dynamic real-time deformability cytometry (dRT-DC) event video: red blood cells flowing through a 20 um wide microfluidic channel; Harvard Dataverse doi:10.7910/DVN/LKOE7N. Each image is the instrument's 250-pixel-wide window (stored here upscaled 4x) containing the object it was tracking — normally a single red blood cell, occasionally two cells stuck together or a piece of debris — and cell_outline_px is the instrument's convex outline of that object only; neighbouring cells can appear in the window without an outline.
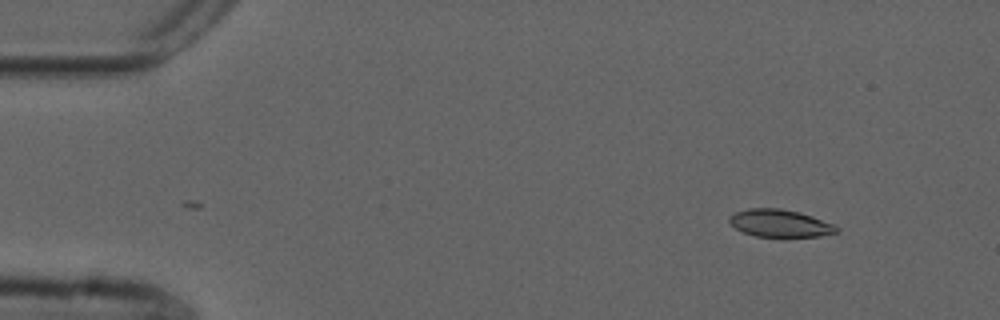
{"species": "common noctule bat (a hibernating species)", "species_latin": "Nyctalus noctula", "temperature_condition": "cold", "stored_images_in_passage": 52, "camera_frame_rate_fps": 3000, "um_per_image_px": 0.085, "animal": {"sex": "male", "forearm_length_mm": 52.5}, "frame": {"image": 1, "passage_image": 2, "time_ms": 0.333, "image_size_px": [1000, 320], "cell_outline_px": [[840, 232], [820, 236], [756, 236], [744, 232], [736, 228], [728, 220], [728, 216], [736, 212], [748, 208], [780, 208], [800, 212], [812, 216], [832, 224], [840, 228]], "centroid_in_image_um": [66.31, 18.96], "position_along_channel_um": 18.7, "area_um2": 17.05}}
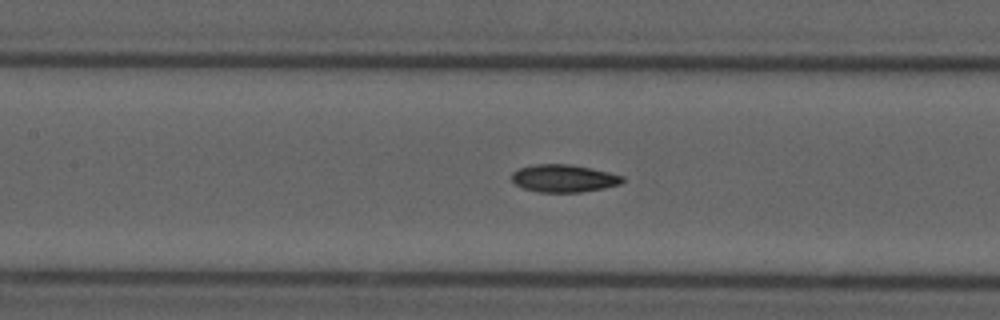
{"frame": {"image": 2, "passage_image": 21, "time_ms": 6.667, "image_size_px": [1000, 320], "cell_outline_px": [[624, 180], [620, 184], [604, 188], [580, 192], [540, 192], [524, 188], [516, 184], [512, 180], [512, 172], [520, 168], [532, 164], [568, 164], [608, 172], [624, 176]], "centroid_in_image_um": [47.91, 15.16], "position_along_channel_um": 159.5, "area_um2": 17.63}}
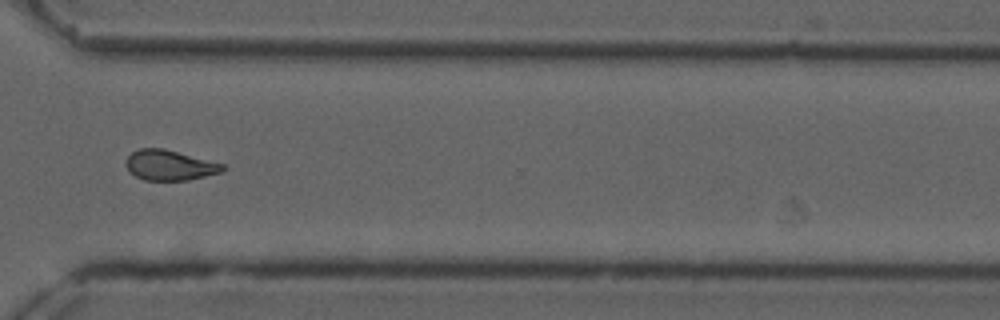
{"frame": {"image": 3, "passage_image": 37, "time_ms": 12.0, "image_size_px": [1000, 320], "cell_outline_px": [[228, 168], [220, 172], [188, 180], [144, 180], [128, 172], [124, 164], [124, 160], [132, 152], [140, 148], [164, 148], [224, 164]], "centroid_in_image_um": [14.38, 14.04], "position_along_channel_um": 356.2, "area_um2": 17.17}, "authors_computed_cell_mechanics": {"area_um2": 17.6579, "velocity_mm_per_s": 3.6994, "shape_relaxation_time_tau1_ms": 9.5431, "shape_relaxation_time_tau2_ms": 3.2576, "deformation_change_tau1": 0.2026, "deformation_change_tau2": 0.1016}}